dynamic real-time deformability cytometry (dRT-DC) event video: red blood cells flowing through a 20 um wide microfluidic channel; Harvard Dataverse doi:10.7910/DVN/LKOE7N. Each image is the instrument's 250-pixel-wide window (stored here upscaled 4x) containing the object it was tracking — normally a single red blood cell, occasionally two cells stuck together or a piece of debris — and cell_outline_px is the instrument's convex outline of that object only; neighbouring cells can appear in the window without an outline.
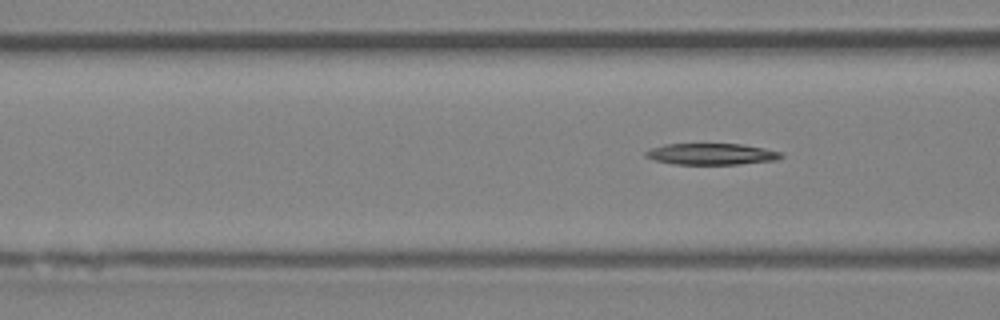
{"species": "Egyptian fruit bat (a non-hibernating species)", "species_latin": "Rousettus aegyptiacus", "temperature_condition": "room temperature", "stored_images_in_passage": 6, "segment_of_instrument_passage": [2, 2], "camera_frame_rate_fps": 3000, "um_per_image_px": 0.085, "animal": {"sex": "female"}, "frame": {"image": 1, "passage_image": 6, "time_ms": 5.667, "image_size_px": [1000, 320], "cell_outline_px": [[784, 156], [776, 160], [740, 164], [672, 164], [656, 160], [644, 156], [644, 152], [652, 148], [664, 144], [744, 144], [764, 148], [780, 152]], "centroid_in_image_um": [60.47, 13.09], "position_along_channel_um": 106.1, "area_um2": 16.82}}